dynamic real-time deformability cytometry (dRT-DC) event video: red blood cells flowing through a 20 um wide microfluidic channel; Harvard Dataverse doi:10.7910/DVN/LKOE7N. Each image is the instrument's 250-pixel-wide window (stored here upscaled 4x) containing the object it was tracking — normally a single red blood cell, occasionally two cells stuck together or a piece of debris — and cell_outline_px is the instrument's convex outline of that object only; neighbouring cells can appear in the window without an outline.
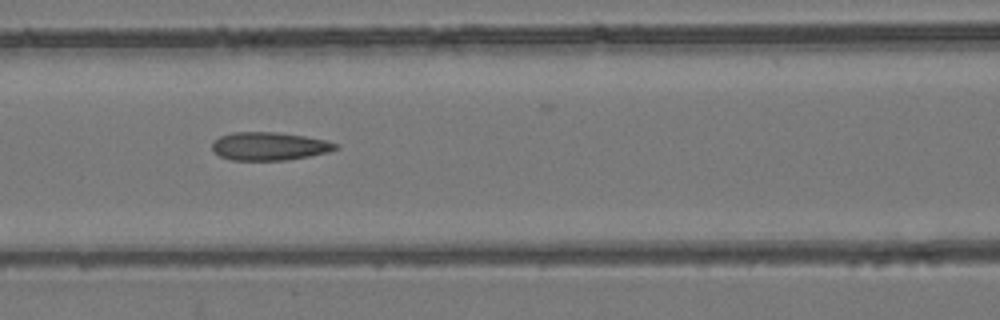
{"species": "common noctule bat (a hibernating species)", "species_latin": "Nyctalus noctula", "temperature_condition": "room temperature", "stored_images_in_passage": 4, "camera_frame_rate_fps": 3000, "um_per_image_px": 0.085, "animal": {"sex": "female", "body_mass_g": 24.6, "forearm_length_mm": 56.2}, "frame": {"image": 1, "passage_image": 3, "time_ms": 0.667, "image_size_px": [1000, 320], "cell_outline_px": [[340, 148], [328, 152], [288, 160], [232, 160], [220, 156], [212, 148], [212, 144], [220, 136], [232, 132], [276, 132], [304, 136], [324, 140], [336, 144]], "centroid_in_image_um": [22.89, 12.43], "position_along_channel_um": 143.7, "area_um2": 20.06}}
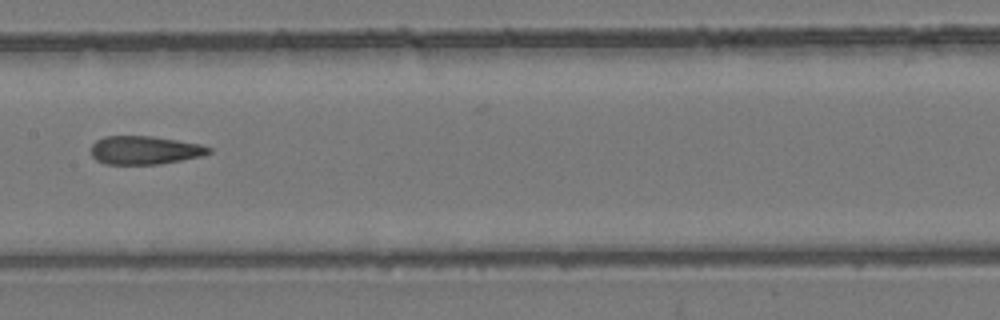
{"frame": {"image": 2, "passage_image": 4, "time_ms": 1.0, "image_size_px": [1000, 320], "cell_outline_px": [[212, 152], [204, 156], [160, 164], [104, 164], [96, 160], [92, 156], [92, 144], [96, 140], [104, 136], [152, 136], [200, 144], [212, 148]], "centroid_in_image_um": [12.32, 12.77], "position_along_channel_um": 195.1, "area_um2": 19.59}}